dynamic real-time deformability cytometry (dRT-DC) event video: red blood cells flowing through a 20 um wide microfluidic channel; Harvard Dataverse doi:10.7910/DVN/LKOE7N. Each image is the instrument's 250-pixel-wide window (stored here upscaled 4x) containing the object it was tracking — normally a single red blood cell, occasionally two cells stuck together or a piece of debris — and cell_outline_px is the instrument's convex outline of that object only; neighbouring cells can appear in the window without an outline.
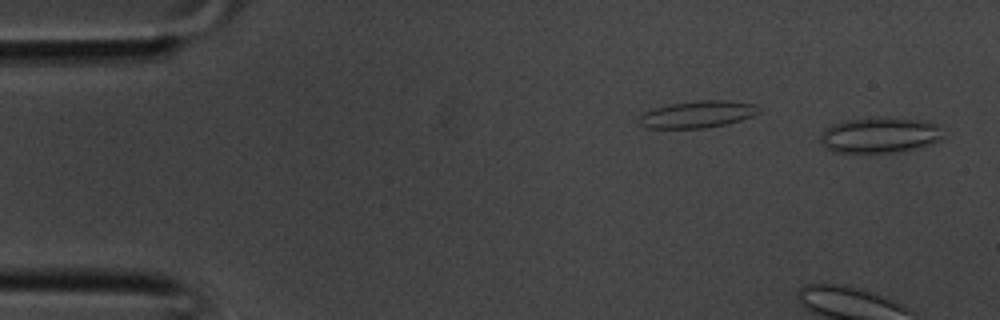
{"species": "common noctule bat (a hibernating species)", "species_latin": "Nyctalus noctula", "temperature_condition": "room temperature", "stored_images_in_passage": 10, "camera_frame_rate_fps": 3000, "um_per_image_px": 0.085, "animal": {"sex": "male", "body_mass_g": 20.1, "forearm_length_mm": 53.5}, "frame": {"image": 1, "passage_image": 1, "time_ms": 0.0, "image_size_px": [1000, 320], "cell_outline_px": [[944, 136], [940, 140], [916, 148], [896, 152], [832, 152], [824, 148], [820, 144], [820, 136], [824, 128], [832, 124], [844, 120], [868, 116], [888, 116], [920, 120], [936, 124], [940, 128]], "centroid_in_image_um": [74.71, 11.45], "position_along_channel_um": 10.3, "area_um2": 26.07}}